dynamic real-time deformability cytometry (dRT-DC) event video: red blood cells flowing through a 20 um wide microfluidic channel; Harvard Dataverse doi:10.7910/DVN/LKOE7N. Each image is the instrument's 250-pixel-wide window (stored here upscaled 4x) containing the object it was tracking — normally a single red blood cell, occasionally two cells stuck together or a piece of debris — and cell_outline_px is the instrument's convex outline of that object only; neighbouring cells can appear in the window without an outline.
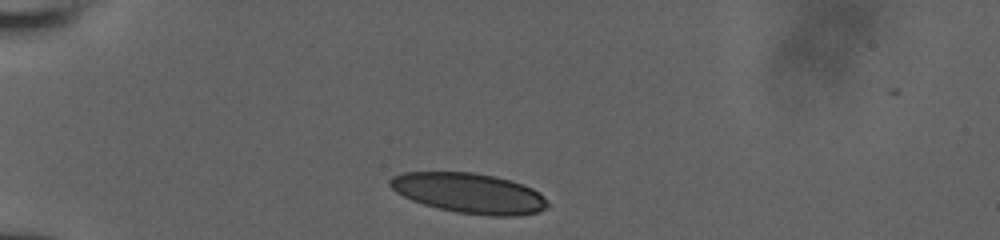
{"species": "human", "species_latin": "Homo sapiens", "temperature_condition": "room temperature", "stored_images_in_passage": 12, "camera_frame_rate_fps": 3000, "um_per_image_px": 0.085, "donor": {"sex": "male"}, "frame": {"image": 1, "passage_image": 1, "time_ms": 0.0, "image_size_px": [1000, 240], "cell_outline_px": [[548, 208], [536, 212], [516, 216], [488, 216], [456, 212], [424, 204], [412, 200], [396, 192], [388, 184], [388, 180], [392, 176], [404, 172], [472, 172], [496, 176], [512, 180], [524, 184], [532, 188], [544, 196], [548, 204]], "centroid_in_image_um": [39.9, 16.41], "position_along_channel_um": 45.1, "area_um2": 36.99}}
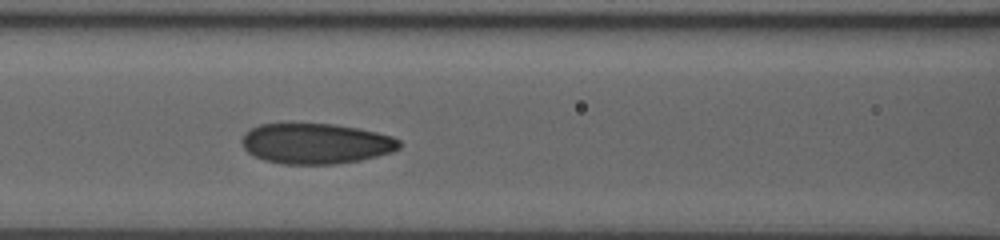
{"frame": {"image": 2, "passage_image": 6, "time_ms": 3.333, "image_size_px": [1000, 240], "cell_outline_px": [[404, 144], [400, 148], [392, 152], [360, 160], [336, 164], [284, 164], [264, 160], [248, 152], [244, 148], [240, 140], [244, 132], [260, 124], [332, 124], [360, 128], [392, 136], [400, 140]], "centroid_in_image_um": [26.87, 12.2], "position_along_channel_um": 139.7, "area_um2": 37.28}}
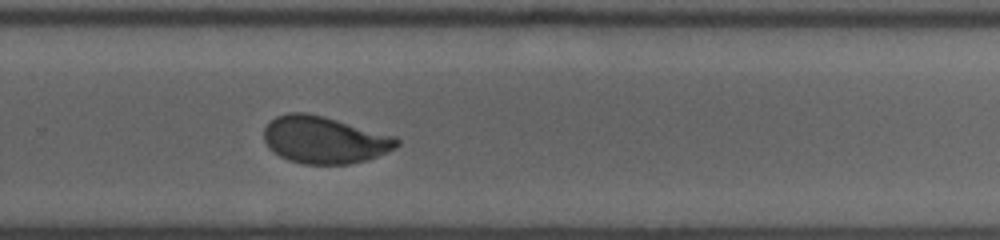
{"frame": {"image": 3, "passage_image": 12, "time_ms": 7.333, "image_size_px": [1000, 240], "cell_outline_px": [[400, 144], [396, 148], [388, 152], [368, 160], [348, 164], [304, 164], [288, 160], [280, 156], [268, 148], [264, 140], [264, 128], [268, 120], [276, 116], [288, 112], [308, 112], [324, 116], [396, 136], [400, 140]], "centroid_in_image_um": [27.57, 11.88], "position_along_channel_um": 302.2, "area_um2": 36.99}}